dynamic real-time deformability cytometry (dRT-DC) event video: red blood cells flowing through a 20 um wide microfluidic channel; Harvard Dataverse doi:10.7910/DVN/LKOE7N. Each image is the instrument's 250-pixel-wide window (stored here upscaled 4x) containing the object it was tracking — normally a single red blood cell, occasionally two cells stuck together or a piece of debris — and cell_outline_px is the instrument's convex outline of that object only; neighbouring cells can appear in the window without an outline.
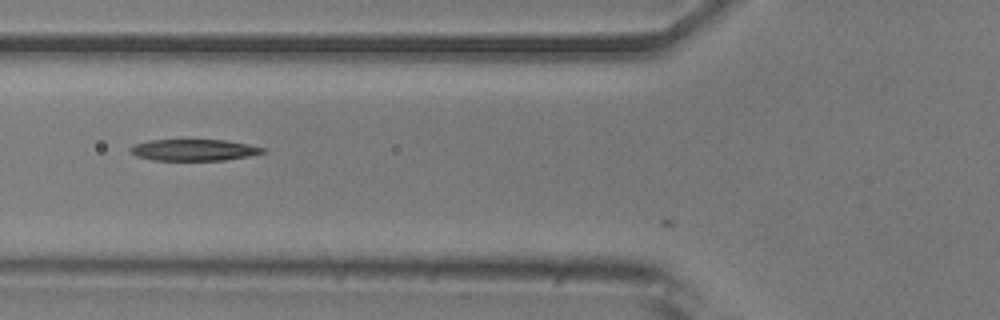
{"species": "common noctule bat (a hibernating species)", "species_latin": "Nyctalus noctula", "temperature_condition": "room temperature", "stored_images_in_passage": 5, "camera_frame_rate_fps": 3000, "um_per_image_px": 0.085, "animal": {"sex": "male", "body_mass_g": 20.5, "forearm_length_mm": 52.5}, "frame": {"image": 1, "passage_image": 3, "time_ms": 0.667, "image_size_px": [1000, 320], "cell_outline_px": [[268, 152], [248, 156], [224, 160], [152, 160], [136, 156], [128, 152], [128, 148], [132, 144], [148, 140], [224, 140], [248, 144], [268, 148]], "centroid_in_image_um": [16.46, 12.74], "position_along_channel_um": 109.3, "area_um2": 16.82}}